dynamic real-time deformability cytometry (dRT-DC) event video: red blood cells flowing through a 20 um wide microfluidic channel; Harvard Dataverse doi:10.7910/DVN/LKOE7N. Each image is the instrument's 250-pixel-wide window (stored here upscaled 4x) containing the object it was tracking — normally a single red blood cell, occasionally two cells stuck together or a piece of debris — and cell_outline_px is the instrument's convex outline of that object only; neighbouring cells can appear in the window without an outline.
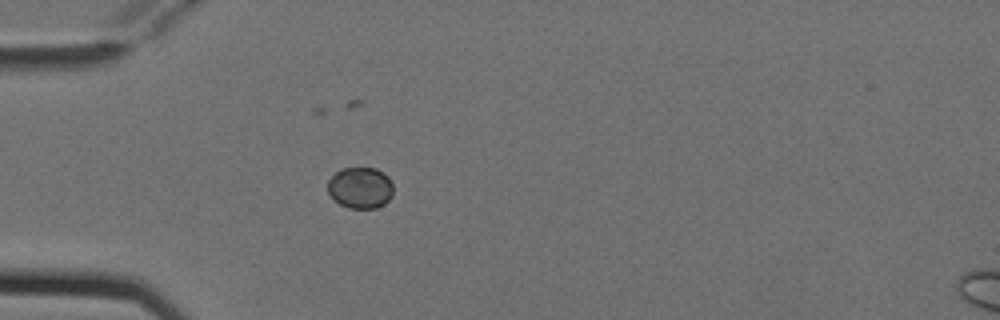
{"species": "Egyptian fruit bat (a non-hibernating species)", "species_latin": "Rousettus aegyptiacus", "temperature_condition": "cold", "stored_images_in_passage": 4, "camera_frame_rate_fps": 3000, "um_per_image_px": 0.085, "animal": {"sex": "female"}, "frame": {"image": 1, "passage_image": 3, "time_ms": 0.667, "image_size_px": [1000, 320], "cell_outline_px": [[392, 196], [384, 204], [376, 208], [348, 208], [340, 204], [328, 192], [328, 180], [340, 168], [376, 168], [384, 172], [388, 176], [392, 184]], "centroid_in_image_um": [30.64, 15.95], "position_along_channel_um": 54.4, "area_um2": 15.78}}